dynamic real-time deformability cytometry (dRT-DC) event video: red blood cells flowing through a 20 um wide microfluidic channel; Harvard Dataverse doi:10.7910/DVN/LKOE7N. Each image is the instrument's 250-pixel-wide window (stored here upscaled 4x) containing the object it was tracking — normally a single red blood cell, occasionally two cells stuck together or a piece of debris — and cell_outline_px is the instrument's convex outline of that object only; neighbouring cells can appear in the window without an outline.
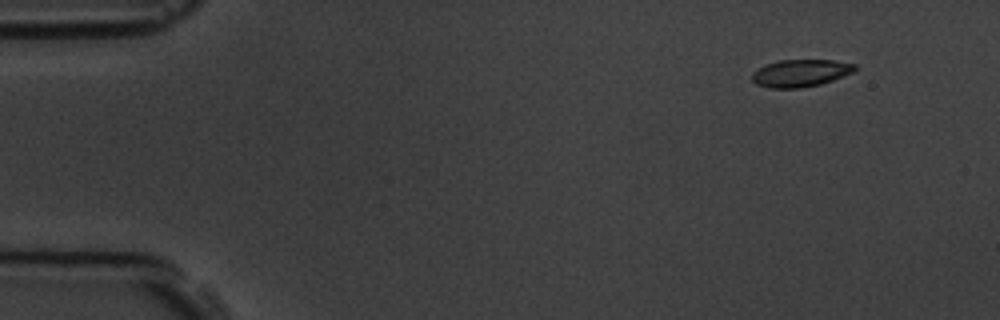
{"species": "common noctule bat (a hibernating species)", "species_latin": "Nyctalus noctula", "temperature_condition": "room temperature", "stored_images_in_passage": 6, "segment_of_instrument_passage": [2, 2], "camera_frame_rate_fps": 3000, "um_per_image_px": 0.085, "animal": {"sex": "male", "body_mass_g": 19.5, "forearm_length_mm": 54.6}, "frame": {"image": 1, "passage_image": 6, "time_ms": 6.667, "image_size_px": [1000, 320], "cell_outline_px": [[856, 68], [852, 72], [832, 80], [820, 84], [800, 88], [772, 88], [756, 84], [752, 80], [752, 72], [764, 64], [776, 60], [832, 60], [856, 64]], "centroid_in_image_um": [68.0, 6.2], "position_along_channel_um": 17.0, "area_um2": 16.36}}